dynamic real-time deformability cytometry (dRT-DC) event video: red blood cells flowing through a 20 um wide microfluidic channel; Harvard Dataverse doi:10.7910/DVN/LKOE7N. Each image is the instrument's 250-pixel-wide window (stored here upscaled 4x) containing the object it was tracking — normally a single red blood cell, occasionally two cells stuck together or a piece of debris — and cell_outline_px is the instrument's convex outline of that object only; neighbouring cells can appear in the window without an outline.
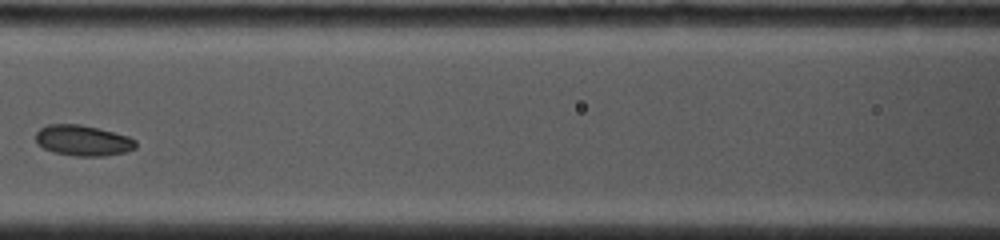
{"species": "common noctule bat (a hibernating species)", "species_latin": "Nyctalus noctula", "temperature_condition": "cold", "stored_images_in_passage": 6, "camera_frame_rate_fps": 4500, "um_per_image_px": 0.085, "animal": {"sex": "female", "body_mass_g": 19.0, "forearm_length_mm": 53.3}, "frame": {"image": 1, "passage_image": 4, "time_ms": 2.222, "image_size_px": [1000, 240], "cell_outline_px": [[136, 148], [124, 152], [104, 156], [76, 156], [52, 152], [36, 144], [36, 132], [40, 128], [48, 124], [80, 124], [128, 136], [136, 140]], "centroid_in_image_um": [7.02, 11.94], "position_along_channel_um": 159.6, "area_um2": 17.86}}